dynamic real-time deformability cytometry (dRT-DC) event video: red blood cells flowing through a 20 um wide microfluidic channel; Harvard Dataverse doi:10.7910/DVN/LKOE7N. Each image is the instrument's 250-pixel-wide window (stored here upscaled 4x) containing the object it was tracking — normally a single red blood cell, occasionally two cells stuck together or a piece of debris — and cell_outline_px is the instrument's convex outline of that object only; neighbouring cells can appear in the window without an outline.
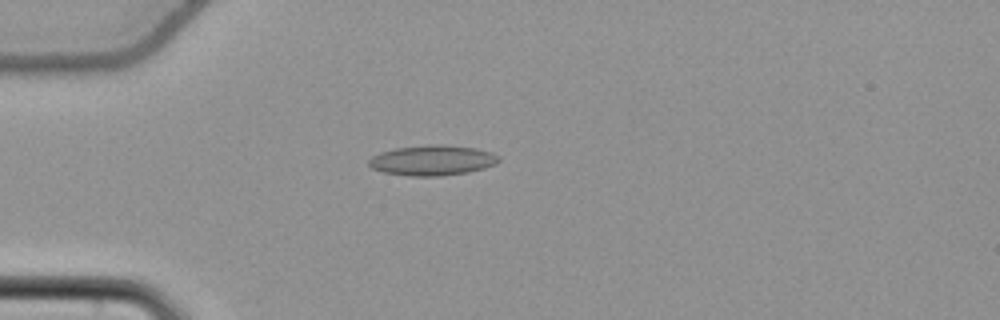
{"species": "common noctule bat (a hibernating species)", "species_latin": "Nyctalus noctula", "temperature_condition": "cold", "stored_images_in_passage": 55, "camera_frame_rate_fps": 3000, "um_per_image_px": 0.085, "animal": {"sex": "female", "body_mass_g": 22.7, "forearm_length_mm": 54.2}, "frame": {"image": 1, "passage_image": 16, "time_ms": 5.0, "image_size_px": [1000, 320], "cell_outline_px": [[500, 160], [496, 164], [484, 168], [468, 172], [440, 176], [412, 176], [384, 172], [372, 168], [368, 164], [368, 160], [372, 156], [380, 152], [396, 148], [428, 144], [444, 144], [476, 148], [492, 152], [500, 156]], "centroid_in_image_um": [36.78, 13.61], "position_along_channel_um": 48.2, "area_um2": 23.06}}
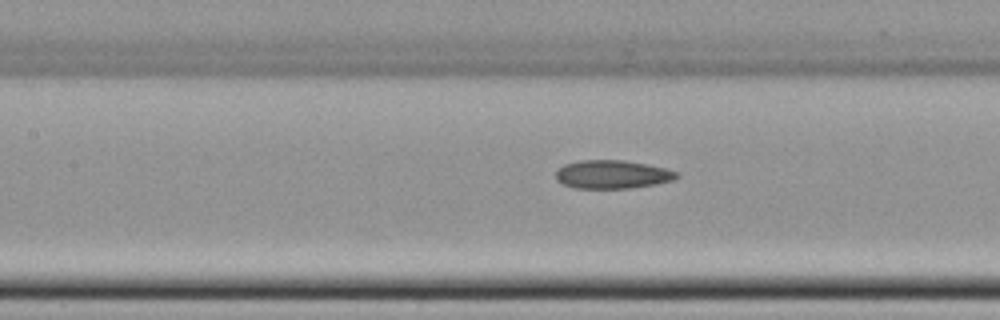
{"frame": {"image": 2, "passage_image": 26, "time_ms": 8.333, "image_size_px": [1000, 320], "cell_outline_px": [[680, 176], [672, 180], [656, 184], [628, 188], [576, 188], [564, 184], [556, 180], [556, 168], [564, 164], [580, 160], [624, 160], [664, 168], [676, 172]], "centroid_in_image_um": [52.0, 14.82], "position_along_channel_um": 155.4, "area_um2": 19.88}}
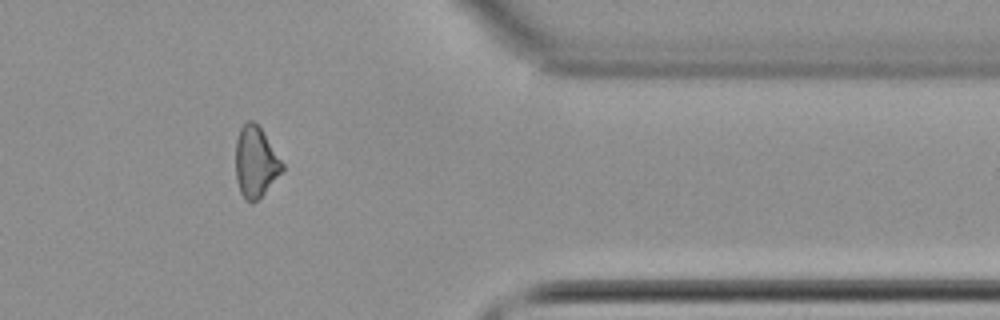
{"frame": {"image": 3, "passage_image": 46, "time_ms": 15.0, "image_size_px": [1000, 320], "cell_outline_px": [[284, 168], [264, 192], [252, 204], [244, 200], [240, 192], [236, 180], [236, 140], [240, 128], [248, 120], [252, 120], [260, 128], [284, 164]], "centroid_in_image_um": [21.7, 13.78], "position_along_channel_um": 389.7, "area_um2": 18.9}, "authors_computed_cell_mechanics": {"area_um2": 20.4034, "velocity_mm_per_s": 3.777, "shape_relaxation_time_tau1_ms": null, "shape_relaxation_time_tau2_ms": 7.9035, "deformation_change_tau1": null, "deformation_change_tau2": 0.1577}}